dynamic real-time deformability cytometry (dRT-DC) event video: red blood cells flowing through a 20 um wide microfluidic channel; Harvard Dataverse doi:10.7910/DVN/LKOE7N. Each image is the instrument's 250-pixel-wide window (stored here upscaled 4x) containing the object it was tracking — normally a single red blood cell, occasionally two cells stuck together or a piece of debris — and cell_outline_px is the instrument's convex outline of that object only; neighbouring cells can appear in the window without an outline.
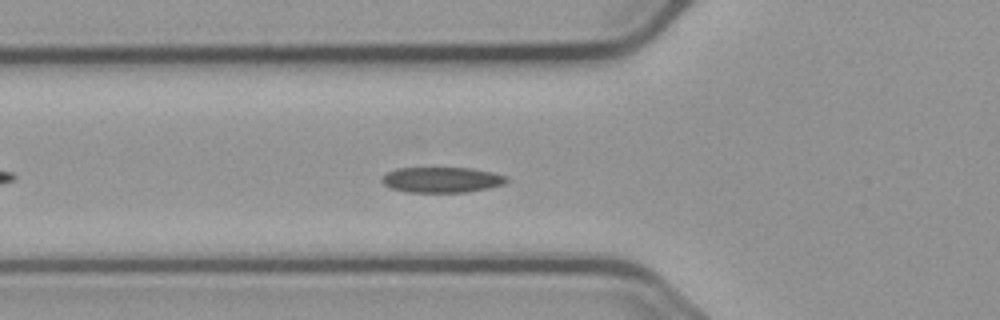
{"species": "common noctule bat (a hibernating species)", "species_latin": "Nyctalus noctula", "temperature_condition": "cold", "stored_images_in_passage": 46, "camera_frame_rate_fps": 3000, "um_per_image_px": 0.085, "animal": {"sex": "male", "body_mass_g": 23.1, "forearm_length_mm": 52.7}, "frame": {"image": 1, "passage_image": 9, "time_ms": 2.667, "image_size_px": [1000, 320], "cell_outline_px": [[508, 180], [504, 184], [488, 188], [468, 192], [404, 192], [392, 188], [384, 184], [380, 180], [388, 172], [396, 168], [472, 168], [492, 172], [508, 176]], "centroid_in_image_um": [37.57, 15.28], "position_along_channel_um": 88.2, "area_um2": 18.55}}
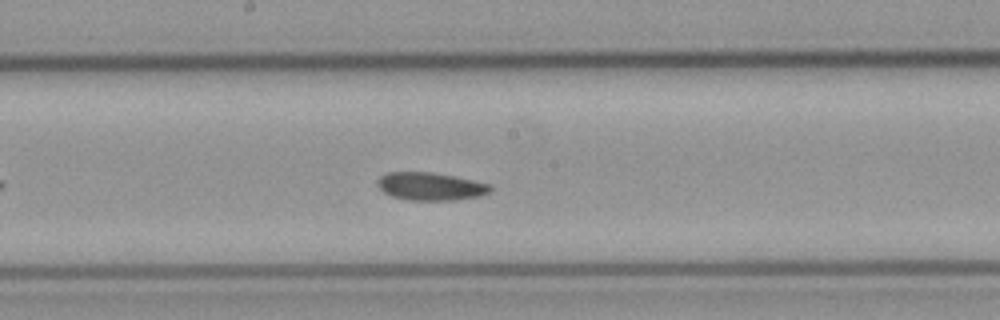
{"frame": {"image": 2, "passage_image": 19, "time_ms": 6.0, "image_size_px": [1000, 320], "cell_outline_px": [[492, 192], [480, 196], [456, 200], [412, 200], [392, 196], [384, 192], [376, 184], [376, 180], [380, 176], [388, 172], [432, 172], [472, 180], [488, 184], [492, 188]], "centroid_in_image_um": [36.58, 15.84], "position_along_channel_um": 211.6, "area_um2": 18.26}}
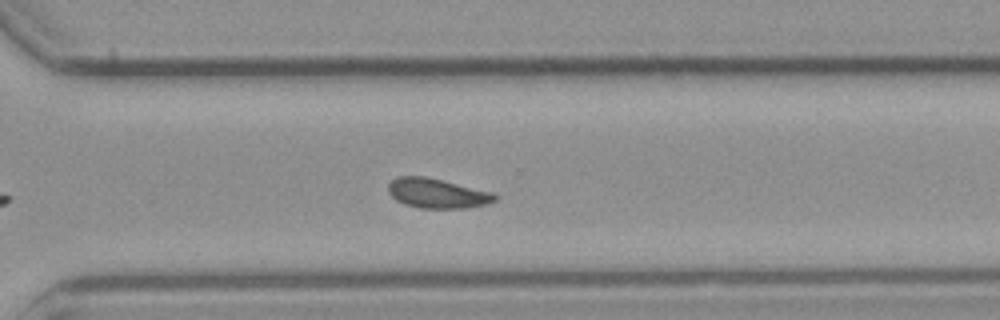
{"frame": {"image": 3, "passage_image": 29, "time_ms": 9.333, "image_size_px": [1000, 320], "cell_outline_px": [[496, 200], [488, 204], [468, 208], [420, 208], [404, 204], [396, 200], [388, 192], [388, 184], [396, 176], [424, 176], [492, 192], [496, 196]], "centroid_in_image_um": [37.13, 16.44], "position_along_channel_um": 333.5, "area_um2": 18.38}}